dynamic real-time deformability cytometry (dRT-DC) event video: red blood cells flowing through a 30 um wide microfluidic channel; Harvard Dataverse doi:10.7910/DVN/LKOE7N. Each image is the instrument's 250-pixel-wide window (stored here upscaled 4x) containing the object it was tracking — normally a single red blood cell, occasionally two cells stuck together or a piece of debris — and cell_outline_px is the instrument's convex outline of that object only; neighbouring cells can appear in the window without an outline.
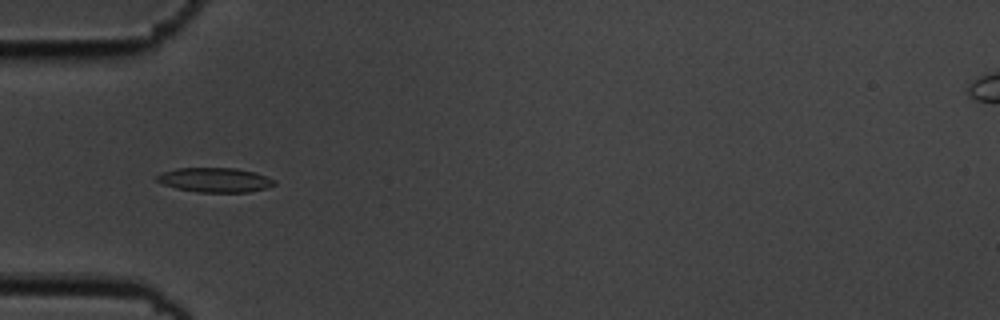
{"species": "common noctule bat (a hibernating species)", "species_latin": "Nyctalus noctula", "temperature_condition": "cold", "stored_images_in_passage": 43, "camera_frame_rate_fps": 3000, "um_per_image_px": 0.085, "animal": {"sex": "male", "body_mass_g": 19.5, "forearm_length_mm": 54.6}, "frame": {"image": 1, "passage_image": 5, "time_ms": 1.333, "image_size_px": [1000, 320], "cell_outline_px": [[276, 184], [268, 188], [248, 192], [196, 192], [176, 188], [164, 184], [156, 180], [156, 176], [164, 172], [176, 168], [236, 168], [256, 172], [276, 180]], "centroid_in_image_um": [18.32, 15.29], "position_along_channel_um": 66.7, "area_um2": 16.82}}
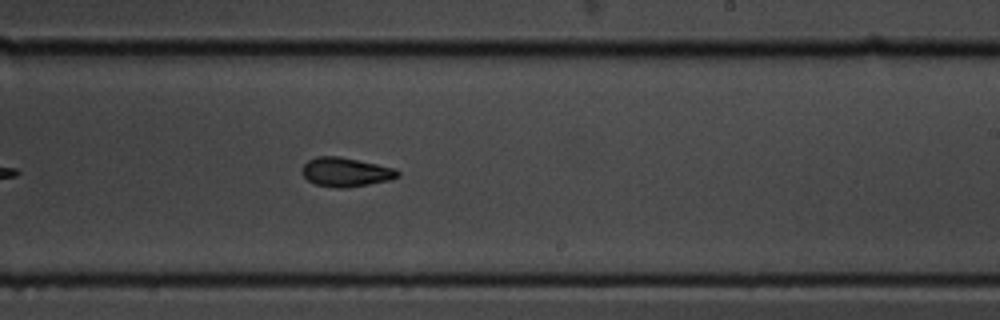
{"frame": {"image": 2, "passage_image": 21, "time_ms": 6.667, "image_size_px": [1000, 320], "cell_outline_px": [[400, 176], [388, 180], [348, 188], [336, 188], [316, 184], [308, 180], [300, 172], [300, 168], [308, 160], [316, 156], [340, 156], [396, 168], [400, 172]], "centroid_in_image_um": [29.37, 14.62], "position_along_channel_um": 259.6, "area_um2": 16.36}}
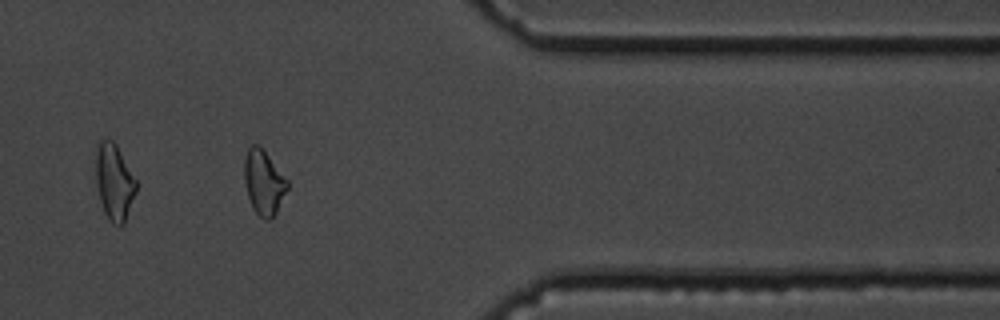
{"frame": {"image": 3, "passage_image": 33, "time_ms": 10.667, "image_size_px": [1000, 320], "cell_outline_px": [[288, 188], [276, 212], [268, 220], [264, 220], [252, 208], [248, 196], [244, 180], [244, 160], [248, 148], [252, 144], [256, 144], [268, 156], [288, 180]], "centroid_in_image_um": [22.4, 15.52], "position_along_channel_um": 389.0, "area_um2": 15.9}, "authors_computed_cell_mechanics": {"area_um2": 16.5308, "velocity_mm_per_s": 3.6329, "shape_relaxation_time_tau1_ms": 2.8366, "shape_relaxation_time_tau2_ms": 5.3405, "deformation_change_tau1": 0.1161, "deformation_change_tau2": 0.1067}}